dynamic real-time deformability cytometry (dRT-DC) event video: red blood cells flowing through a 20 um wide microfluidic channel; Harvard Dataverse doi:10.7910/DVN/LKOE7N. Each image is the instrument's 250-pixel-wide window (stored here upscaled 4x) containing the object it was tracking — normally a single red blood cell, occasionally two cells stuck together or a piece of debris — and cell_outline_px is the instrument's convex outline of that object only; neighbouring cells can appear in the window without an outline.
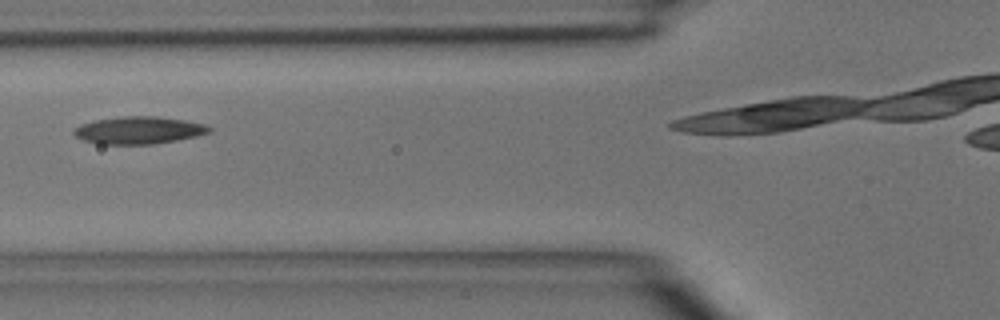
{"species": "common noctule bat (a hibernating species)", "species_latin": "Nyctalus noctula", "temperature_condition": "room temperature", "stored_images_in_passage": 5, "camera_frame_rate_fps": 3000, "um_per_image_px": 0.085, "animal": {"sex": "male", "body_mass_g": 15.6}, "frame": {"image": 1, "passage_image": 3, "time_ms": 3.0, "image_size_px": [1000, 320], "cell_outline_px": [[212, 132], [196, 136], [176, 140], [152, 144], [96, 144], [80, 140], [72, 132], [72, 128], [80, 124], [96, 120], [124, 116], [156, 116], [184, 120], [204, 124], [212, 128]], "centroid_in_image_um": [11.75, 11.07], "position_along_channel_um": 114.1, "area_um2": 21.73}}